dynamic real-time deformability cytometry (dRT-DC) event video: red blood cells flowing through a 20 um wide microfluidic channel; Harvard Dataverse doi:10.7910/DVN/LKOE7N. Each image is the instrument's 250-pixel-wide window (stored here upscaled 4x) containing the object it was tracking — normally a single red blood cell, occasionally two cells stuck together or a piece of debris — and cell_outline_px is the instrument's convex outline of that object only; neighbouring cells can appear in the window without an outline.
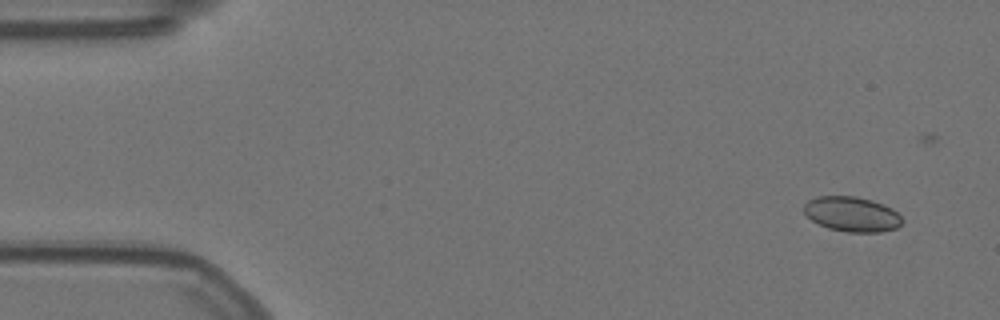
{"species": "Egyptian fruit bat (a non-hibernating species)", "species_latin": "Rousettus aegyptiacus", "temperature_condition": "warm", "stored_images_in_passage": 24, "camera_frame_rate_fps": 3000, "um_per_image_px": 0.085, "animal": {"sex": "female"}, "frame": {"image": 1, "passage_image": 3, "time_ms": 0.667, "image_size_px": [1000, 320], "cell_outline_px": [[904, 220], [896, 228], [880, 232], [848, 232], [828, 228], [812, 220], [804, 212], [804, 204], [808, 200], [816, 196], [856, 196], [872, 200], [892, 208]], "centroid_in_image_um": [72.41, 18.19], "position_along_channel_um": 12.6, "area_um2": 19.94}}
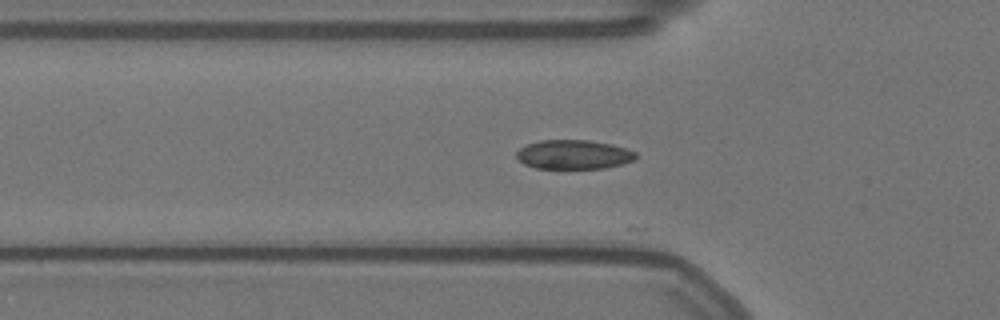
{"frame": {"image": 2, "passage_image": 18, "time_ms": 5.667, "image_size_px": [1000, 320], "cell_outline_px": [[636, 160], [604, 168], [536, 168], [524, 164], [516, 156], [516, 152], [520, 148], [528, 144], [540, 140], [588, 140], [612, 144], [636, 152]], "centroid_in_image_um": [48.76, 13.13], "position_along_channel_um": 77.0, "area_um2": 20.17}}
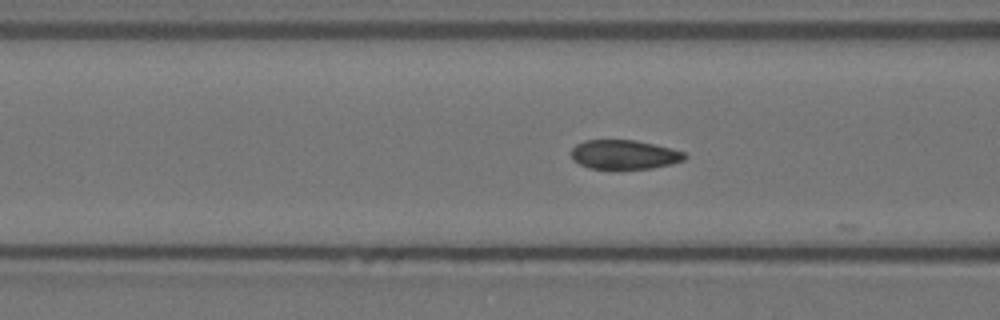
{"frame": {"image": 3, "passage_image": 21, "time_ms": 6.667, "image_size_px": [1000, 320], "cell_outline_px": [[688, 156], [684, 160], [672, 164], [652, 168], [612, 172], [588, 168], [572, 160], [572, 148], [576, 144], [584, 140], [636, 140], [672, 148], [684, 152]], "centroid_in_image_um": [53.05, 13.19], "position_along_channel_um": 113.6, "area_um2": 20.23}}